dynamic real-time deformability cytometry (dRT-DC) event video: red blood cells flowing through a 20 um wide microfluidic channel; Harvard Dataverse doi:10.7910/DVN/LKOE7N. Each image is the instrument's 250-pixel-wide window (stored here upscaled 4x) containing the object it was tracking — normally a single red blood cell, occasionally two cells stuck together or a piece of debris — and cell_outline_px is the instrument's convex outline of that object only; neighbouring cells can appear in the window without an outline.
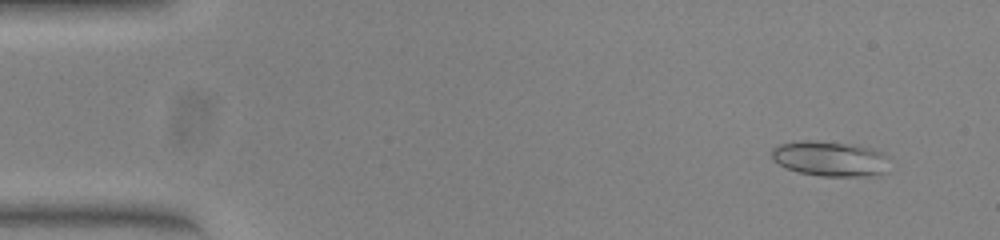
{"species": "common noctule bat (a hibernating species)", "species_latin": "Nyctalus noctula", "temperature_condition": "warm", "stored_images_in_passage": 51, "camera_frame_rate_fps": 3000, "um_per_image_px": 0.085, "animal": {"sex": "female", "body_mass_g": 23.0, "forearm_length_mm": 53.4}, "frame": {"image": 1, "passage_image": 2, "time_ms": 0.333, "image_size_px": [1000, 240], "cell_outline_px": [[880, 172], [864, 176], [820, 176], [800, 172], [788, 168], [780, 164], [772, 156], [772, 148], [780, 144], [804, 140], [844, 144], [864, 148], [880, 152]], "centroid_in_image_um": [70.33, 13.49], "position_along_channel_um": 14.7, "area_um2": 22.25}}
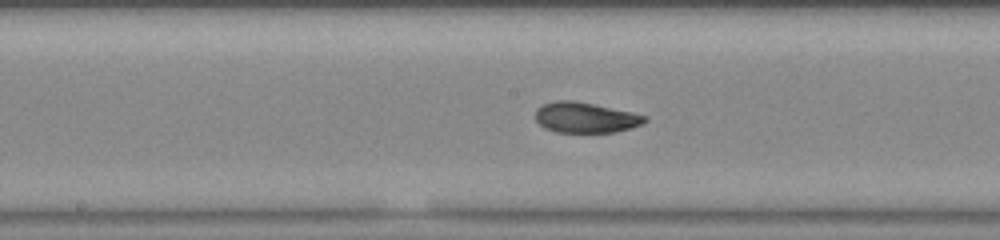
{"frame": {"image": 2, "passage_image": 25, "time_ms": 8.0, "image_size_px": [1000, 240], "cell_outline_px": [[648, 120], [640, 124], [628, 128], [612, 132], [556, 132], [544, 128], [536, 120], [536, 108], [544, 104], [556, 100], [572, 100], [632, 112], [644, 116]], "centroid_in_image_um": [49.7, 9.99], "position_along_channel_um": 198.5, "area_um2": 19.07}}
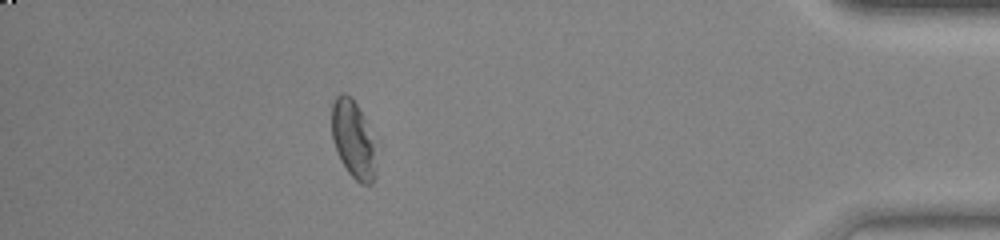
{"frame": {"image": 3, "passage_image": 45, "time_ms": 14.667, "image_size_px": [1000, 240], "cell_outline_px": [[376, 176], [372, 184], [360, 184], [348, 172], [340, 160], [332, 140], [332, 104], [336, 96], [340, 92], [344, 92], [352, 96], [364, 120], [372, 144], [376, 172]], "centroid_in_image_um": [29.97, 11.86], "position_along_channel_um": 405.2, "area_um2": 19.59}, "authors_computed_cell_mechanics": {"area_um2": 20.2878, "velocity_mm_per_s": 3.8511, "shape_relaxation_time_tau1_ms": 6.7258, "shape_relaxation_time_tau2_ms": 1.8866, "deformation_change_tau1": 0.1865, "deformation_change_tau2": 0.0587}}